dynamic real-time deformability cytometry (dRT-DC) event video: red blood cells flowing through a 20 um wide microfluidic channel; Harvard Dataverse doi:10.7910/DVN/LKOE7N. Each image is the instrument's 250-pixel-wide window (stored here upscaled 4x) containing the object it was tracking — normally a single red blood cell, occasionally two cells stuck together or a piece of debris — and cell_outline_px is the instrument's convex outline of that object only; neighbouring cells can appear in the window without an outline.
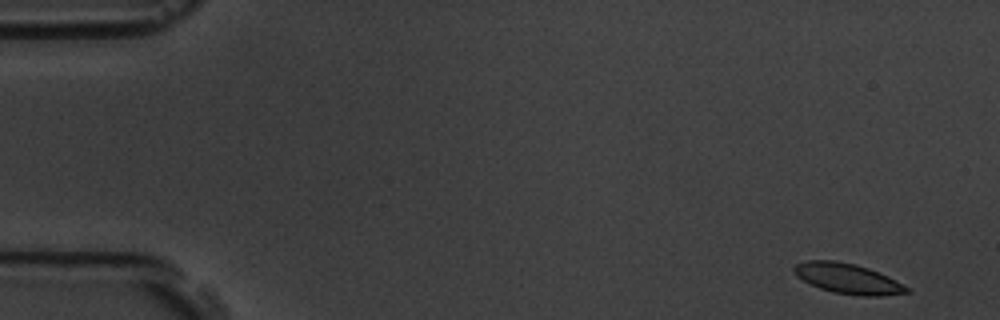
{"species": "common noctule bat (a hibernating species)", "species_latin": "Nyctalus noctula", "temperature_condition": "room temperature", "stored_images_in_passage": 4, "camera_frame_rate_fps": 3000, "um_per_image_px": 0.085, "animal": {"sex": "male", "body_mass_g": 19.5, "forearm_length_mm": 54.6}, "frame": {"image": 1, "passage_image": 1, "time_ms": 0.0, "image_size_px": [1000, 320], "cell_outline_px": [[912, 292], [880, 296], [864, 296], [832, 292], [820, 288], [796, 276], [792, 272], [792, 268], [796, 264], [808, 260], [836, 260], [856, 264], [868, 268], [888, 276], [908, 288]], "centroid_in_image_um": [72.04, 23.67], "position_along_channel_um": 13.0, "area_um2": 19.77}}